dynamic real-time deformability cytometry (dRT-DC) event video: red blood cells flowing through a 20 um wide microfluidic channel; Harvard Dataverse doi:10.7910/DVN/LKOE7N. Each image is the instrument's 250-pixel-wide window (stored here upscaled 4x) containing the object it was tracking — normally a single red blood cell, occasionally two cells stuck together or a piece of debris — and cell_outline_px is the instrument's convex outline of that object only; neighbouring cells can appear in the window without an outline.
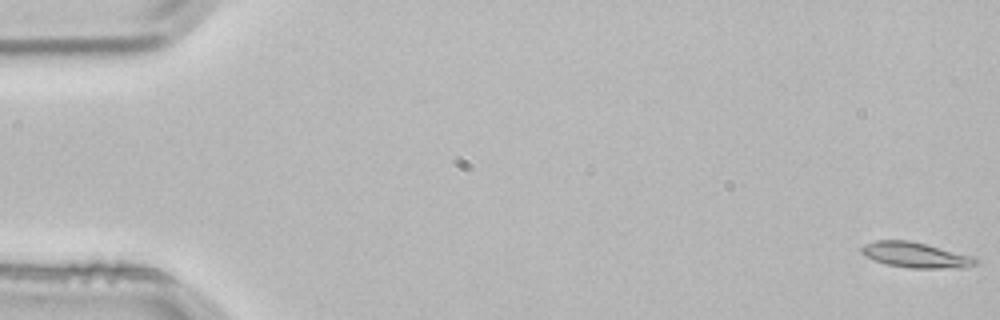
{"species": "common noctule bat (a hibernating species)", "species_latin": "Nyctalus noctula", "temperature_condition": "room temperature", "stored_images_in_passage": 5, "segment_of_instrument_passage": [1, 2], "camera_frame_rate_fps": 3000, "um_per_image_px": 0.085, "animal": {"sex": "male", "body_mass_g": 21.5, "forearm_length_mm": 52.0}, "frame": {"image": 1, "passage_image": 1, "time_ms": 0.0, "image_size_px": [1000, 320], "cell_outline_px": [[980, 264], [968, 268], [908, 268], [888, 264], [876, 260], [868, 256], [860, 248], [864, 244], [876, 240], [908, 240], [976, 256], [980, 260]], "centroid_in_image_um": [77.98, 21.68], "position_along_channel_um": 7.0, "area_um2": 16.99}}
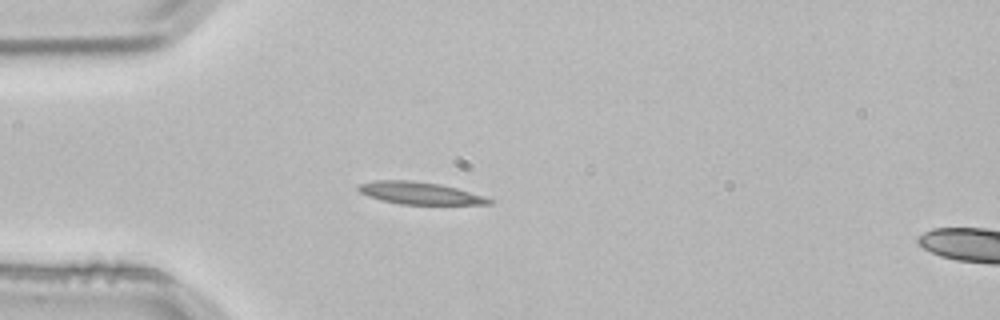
{"frame": {"image": 2, "passage_image": 4, "time_ms": 1.0, "image_size_px": [1000, 320], "cell_outline_px": [[492, 204], [400, 204], [380, 200], [368, 196], [360, 192], [356, 188], [356, 184], [376, 180], [412, 180], [440, 184], [456, 188], [484, 196], [492, 200]], "centroid_in_image_um": [35.61, 16.41], "position_along_channel_um": 49.4, "area_um2": 16.94}}